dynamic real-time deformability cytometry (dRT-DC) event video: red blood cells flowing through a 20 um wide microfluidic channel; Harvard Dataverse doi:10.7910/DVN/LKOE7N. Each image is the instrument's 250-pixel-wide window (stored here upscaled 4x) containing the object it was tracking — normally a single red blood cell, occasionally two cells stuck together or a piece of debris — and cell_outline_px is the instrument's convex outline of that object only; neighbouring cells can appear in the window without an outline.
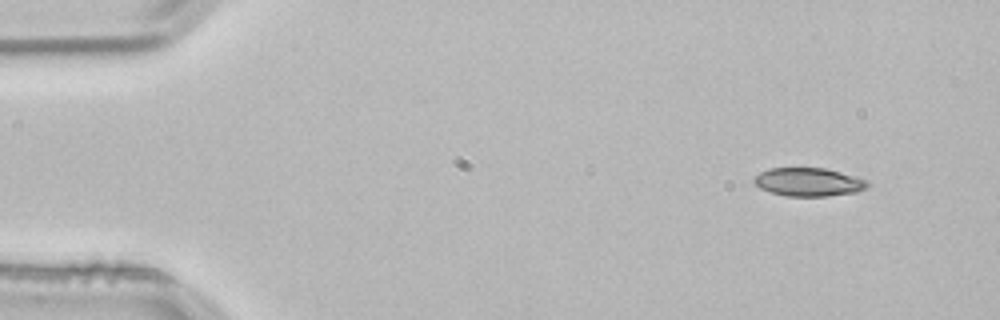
{"species": "common noctule bat (a hibernating species)", "species_latin": "Nyctalus noctula", "temperature_condition": "room temperature", "stored_images_in_passage": 3, "camera_frame_rate_fps": 3000, "um_per_image_px": 0.085, "animal": {"sex": "male", "body_mass_g": 21.5, "forearm_length_mm": 52.0}, "frame": {"image": 1, "passage_image": 3, "time_ms": 0.667, "image_size_px": [1000, 320], "cell_outline_px": [[868, 188], [856, 192], [828, 196], [784, 196], [760, 188], [752, 180], [760, 172], [768, 168], [824, 168], [856, 176], [868, 180]], "centroid_in_image_um": [68.75, 15.47], "position_along_channel_um": 16.3, "area_um2": 18.79}}